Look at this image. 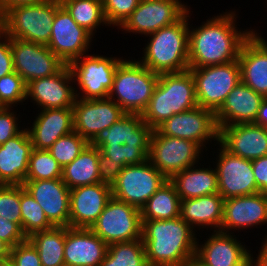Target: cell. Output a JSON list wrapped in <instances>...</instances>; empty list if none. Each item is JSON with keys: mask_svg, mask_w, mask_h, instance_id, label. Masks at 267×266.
<instances>
[{"mask_svg": "<svg viewBox=\"0 0 267 266\" xmlns=\"http://www.w3.org/2000/svg\"><path fill=\"white\" fill-rule=\"evenodd\" d=\"M14 109L13 107H0V145L18 135L26 126H20L22 116Z\"/></svg>", "mask_w": 267, "mask_h": 266, "instance_id": "cell-43", "label": "cell"}, {"mask_svg": "<svg viewBox=\"0 0 267 266\" xmlns=\"http://www.w3.org/2000/svg\"><path fill=\"white\" fill-rule=\"evenodd\" d=\"M5 184L2 182V180L0 179V188L3 187Z\"/></svg>", "mask_w": 267, "mask_h": 266, "instance_id": "cell-57", "label": "cell"}, {"mask_svg": "<svg viewBox=\"0 0 267 266\" xmlns=\"http://www.w3.org/2000/svg\"><path fill=\"white\" fill-rule=\"evenodd\" d=\"M46 0H0V9L4 14L11 7L19 5L36 4Z\"/></svg>", "mask_w": 267, "mask_h": 266, "instance_id": "cell-49", "label": "cell"}, {"mask_svg": "<svg viewBox=\"0 0 267 266\" xmlns=\"http://www.w3.org/2000/svg\"><path fill=\"white\" fill-rule=\"evenodd\" d=\"M197 234L180 216L142 221L148 266H182L196 253Z\"/></svg>", "mask_w": 267, "mask_h": 266, "instance_id": "cell-2", "label": "cell"}, {"mask_svg": "<svg viewBox=\"0 0 267 266\" xmlns=\"http://www.w3.org/2000/svg\"><path fill=\"white\" fill-rule=\"evenodd\" d=\"M89 142L78 133H72L60 137L50 148L52 157L64 168L71 163L85 149Z\"/></svg>", "mask_w": 267, "mask_h": 266, "instance_id": "cell-39", "label": "cell"}, {"mask_svg": "<svg viewBox=\"0 0 267 266\" xmlns=\"http://www.w3.org/2000/svg\"><path fill=\"white\" fill-rule=\"evenodd\" d=\"M74 80L68 65L52 76L30 81L26 87V100L41 109L72 108L76 99Z\"/></svg>", "mask_w": 267, "mask_h": 266, "instance_id": "cell-19", "label": "cell"}, {"mask_svg": "<svg viewBox=\"0 0 267 266\" xmlns=\"http://www.w3.org/2000/svg\"><path fill=\"white\" fill-rule=\"evenodd\" d=\"M146 41L138 61L149 70L157 74L189 70V11L176 23L145 36Z\"/></svg>", "mask_w": 267, "mask_h": 266, "instance_id": "cell-4", "label": "cell"}, {"mask_svg": "<svg viewBox=\"0 0 267 266\" xmlns=\"http://www.w3.org/2000/svg\"><path fill=\"white\" fill-rule=\"evenodd\" d=\"M122 60L123 56L87 53L70 63L76 98H108L115 70Z\"/></svg>", "mask_w": 267, "mask_h": 266, "instance_id": "cell-8", "label": "cell"}, {"mask_svg": "<svg viewBox=\"0 0 267 266\" xmlns=\"http://www.w3.org/2000/svg\"><path fill=\"white\" fill-rule=\"evenodd\" d=\"M188 10L174 0H140L137 8L118 28L124 34L147 36L179 21Z\"/></svg>", "mask_w": 267, "mask_h": 266, "instance_id": "cell-16", "label": "cell"}, {"mask_svg": "<svg viewBox=\"0 0 267 266\" xmlns=\"http://www.w3.org/2000/svg\"><path fill=\"white\" fill-rule=\"evenodd\" d=\"M261 241V246L257 249L258 254L256 257V266H267V235L265 234Z\"/></svg>", "mask_w": 267, "mask_h": 266, "instance_id": "cell-50", "label": "cell"}, {"mask_svg": "<svg viewBox=\"0 0 267 266\" xmlns=\"http://www.w3.org/2000/svg\"><path fill=\"white\" fill-rule=\"evenodd\" d=\"M0 239L10 248H13L17 244L24 242L27 238L17 223L10 222L0 216Z\"/></svg>", "mask_w": 267, "mask_h": 266, "instance_id": "cell-46", "label": "cell"}, {"mask_svg": "<svg viewBox=\"0 0 267 266\" xmlns=\"http://www.w3.org/2000/svg\"><path fill=\"white\" fill-rule=\"evenodd\" d=\"M225 11L214 17L209 16L200 26H192L190 20L193 11L189 10V68L222 65L238 60L242 44L256 28L241 29L237 22L239 12L235 8Z\"/></svg>", "mask_w": 267, "mask_h": 266, "instance_id": "cell-1", "label": "cell"}, {"mask_svg": "<svg viewBox=\"0 0 267 266\" xmlns=\"http://www.w3.org/2000/svg\"><path fill=\"white\" fill-rule=\"evenodd\" d=\"M218 143L229 153L252 161L267 156V127L255 123L222 126Z\"/></svg>", "mask_w": 267, "mask_h": 266, "instance_id": "cell-22", "label": "cell"}, {"mask_svg": "<svg viewBox=\"0 0 267 266\" xmlns=\"http://www.w3.org/2000/svg\"><path fill=\"white\" fill-rule=\"evenodd\" d=\"M100 266H148L142 238L109 245Z\"/></svg>", "mask_w": 267, "mask_h": 266, "instance_id": "cell-36", "label": "cell"}, {"mask_svg": "<svg viewBox=\"0 0 267 266\" xmlns=\"http://www.w3.org/2000/svg\"><path fill=\"white\" fill-rule=\"evenodd\" d=\"M197 106L195 81L190 70L163 73L159 74L152 97L142 117L154 130L172 115Z\"/></svg>", "mask_w": 267, "mask_h": 266, "instance_id": "cell-5", "label": "cell"}, {"mask_svg": "<svg viewBox=\"0 0 267 266\" xmlns=\"http://www.w3.org/2000/svg\"><path fill=\"white\" fill-rule=\"evenodd\" d=\"M26 126L32 145L37 150H49L60 138L74 131L73 108L41 109Z\"/></svg>", "mask_w": 267, "mask_h": 266, "instance_id": "cell-26", "label": "cell"}, {"mask_svg": "<svg viewBox=\"0 0 267 266\" xmlns=\"http://www.w3.org/2000/svg\"><path fill=\"white\" fill-rule=\"evenodd\" d=\"M174 1H179L188 11L191 9L190 5H188L184 1L183 2L181 0H174Z\"/></svg>", "mask_w": 267, "mask_h": 266, "instance_id": "cell-56", "label": "cell"}, {"mask_svg": "<svg viewBox=\"0 0 267 266\" xmlns=\"http://www.w3.org/2000/svg\"><path fill=\"white\" fill-rule=\"evenodd\" d=\"M36 248L42 266H65V227L53 226L27 238Z\"/></svg>", "mask_w": 267, "mask_h": 266, "instance_id": "cell-34", "label": "cell"}, {"mask_svg": "<svg viewBox=\"0 0 267 266\" xmlns=\"http://www.w3.org/2000/svg\"><path fill=\"white\" fill-rule=\"evenodd\" d=\"M103 12L109 27L117 29L137 8L140 0H102Z\"/></svg>", "mask_w": 267, "mask_h": 266, "instance_id": "cell-42", "label": "cell"}, {"mask_svg": "<svg viewBox=\"0 0 267 266\" xmlns=\"http://www.w3.org/2000/svg\"><path fill=\"white\" fill-rule=\"evenodd\" d=\"M60 0L11 7L3 15V31L10 37L48 45Z\"/></svg>", "mask_w": 267, "mask_h": 266, "instance_id": "cell-7", "label": "cell"}, {"mask_svg": "<svg viewBox=\"0 0 267 266\" xmlns=\"http://www.w3.org/2000/svg\"><path fill=\"white\" fill-rule=\"evenodd\" d=\"M9 256L13 266H42L38 251L28 239L10 248Z\"/></svg>", "mask_w": 267, "mask_h": 266, "instance_id": "cell-44", "label": "cell"}, {"mask_svg": "<svg viewBox=\"0 0 267 266\" xmlns=\"http://www.w3.org/2000/svg\"><path fill=\"white\" fill-rule=\"evenodd\" d=\"M267 225V193L232 197L224 200L223 220L219 231L252 230Z\"/></svg>", "mask_w": 267, "mask_h": 266, "instance_id": "cell-21", "label": "cell"}, {"mask_svg": "<svg viewBox=\"0 0 267 266\" xmlns=\"http://www.w3.org/2000/svg\"><path fill=\"white\" fill-rule=\"evenodd\" d=\"M90 229L108 246L141 239V211L133 205L111 197Z\"/></svg>", "mask_w": 267, "mask_h": 266, "instance_id": "cell-11", "label": "cell"}, {"mask_svg": "<svg viewBox=\"0 0 267 266\" xmlns=\"http://www.w3.org/2000/svg\"><path fill=\"white\" fill-rule=\"evenodd\" d=\"M167 179L150 163L127 165L112 185V197L140 209Z\"/></svg>", "mask_w": 267, "mask_h": 266, "instance_id": "cell-13", "label": "cell"}, {"mask_svg": "<svg viewBox=\"0 0 267 266\" xmlns=\"http://www.w3.org/2000/svg\"><path fill=\"white\" fill-rule=\"evenodd\" d=\"M27 84L15 71L0 78V107H17L26 103Z\"/></svg>", "mask_w": 267, "mask_h": 266, "instance_id": "cell-40", "label": "cell"}, {"mask_svg": "<svg viewBox=\"0 0 267 266\" xmlns=\"http://www.w3.org/2000/svg\"><path fill=\"white\" fill-rule=\"evenodd\" d=\"M182 266H207L201 262L195 255L186 261Z\"/></svg>", "mask_w": 267, "mask_h": 266, "instance_id": "cell-53", "label": "cell"}, {"mask_svg": "<svg viewBox=\"0 0 267 266\" xmlns=\"http://www.w3.org/2000/svg\"><path fill=\"white\" fill-rule=\"evenodd\" d=\"M60 3L74 21L93 37L101 26L109 27L103 12L102 0H60Z\"/></svg>", "mask_w": 267, "mask_h": 266, "instance_id": "cell-35", "label": "cell"}, {"mask_svg": "<svg viewBox=\"0 0 267 266\" xmlns=\"http://www.w3.org/2000/svg\"><path fill=\"white\" fill-rule=\"evenodd\" d=\"M255 29L241 46L238 61L241 81L267 97V39Z\"/></svg>", "mask_w": 267, "mask_h": 266, "instance_id": "cell-25", "label": "cell"}, {"mask_svg": "<svg viewBox=\"0 0 267 266\" xmlns=\"http://www.w3.org/2000/svg\"><path fill=\"white\" fill-rule=\"evenodd\" d=\"M98 157L99 149L88 144L78 157L62 169V181L70 190L100 183Z\"/></svg>", "mask_w": 267, "mask_h": 266, "instance_id": "cell-32", "label": "cell"}, {"mask_svg": "<svg viewBox=\"0 0 267 266\" xmlns=\"http://www.w3.org/2000/svg\"><path fill=\"white\" fill-rule=\"evenodd\" d=\"M111 197V186L103 183L71 189L69 227L91 228Z\"/></svg>", "mask_w": 267, "mask_h": 266, "instance_id": "cell-24", "label": "cell"}, {"mask_svg": "<svg viewBox=\"0 0 267 266\" xmlns=\"http://www.w3.org/2000/svg\"><path fill=\"white\" fill-rule=\"evenodd\" d=\"M3 13H2V11H1V9H0V32H2L3 31Z\"/></svg>", "mask_w": 267, "mask_h": 266, "instance_id": "cell-55", "label": "cell"}, {"mask_svg": "<svg viewBox=\"0 0 267 266\" xmlns=\"http://www.w3.org/2000/svg\"><path fill=\"white\" fill-rule=\"evenodd\" d=\"M98 167L100 183L109 185L111 187L117 181L118 175L123 169L120 164L104 156L100 152V150L98 157Z\"/></svg>", "mask_w": 267, "mask_h": 266, "instance_id": "cell-45", "label": "cell"}, {"mask_svg": "<svg viewBox=\"0 0 267 266\" xmlns=\"http://www.w3.org/2000/svg\"><path fill=\"white\" fill-rule=\"evenodd\" d=\"M23 187L53 226L69 227L70 189L62 179L24 181Z\"/></svg>", "mask_w": 267, "mask_h": 266, "instance_id": "cell-23", "label": "cell"}, {"mask_svg": "<svg viewBox=\"0 0 267 266\" xmlns=\"http://www.w3.org/2000/svg\"><path fill=\"white\" fill-rule=\"evenodd\" d=\"M256 186L261 193H267V156L252 160Z\"/></svg>", "mask_w": 267, "mask_h": 266, "instance_id": "cell-48", "label": "cell"}, {"mask_svg": "<svg viewBox=\"0 0 267 266\" xmlns=\"http://www.w3.org/2000/svg\"><path fill=\"white\" fill-rule=\"evenodd\" d=\"M62 169L48 150L33 148L25 181L62 179Z\"/></svg>", "mask_w": 267, "mask_h": 266, "instance_id": "cell-38", "label": "cell"}, {"mask_svg": "<svg viewBox=\"0 0 267 266\" xmlns=\"http://www.w3.org/2000/svg\"><path fill=\"white\" fill-rule=\"evenodd\" d=\"M162 135L181 138L197 143L205 152L218 143L219 129L215 113L209 109L195 107L174 114L156 128ZM216 141V142H215ZM212 142H214L212 144ZM210 144H212L210 146ZM206 145H209L206 146Z\"/></svg>", "mask_w": 267, "mask_h": 266, "instance_id": "cell-12", "label": "cell"}, {"mask_svg": "<svg viewBox=\"0 0 267 266\" xmlns=\"http://www.w3.org/2000/svg\"><path fill=\"white\" fill-rule=\"evenodd\" d=\"M202 163L199 162L190 166L170 179L180 200L218 193V179L215 168L211 164L206 165L205 168Z\"/></svg>", "mask_w": 267, "mask_h": 266, "instance_id": "cell-31", "label": "cell"}, {"mask_svg": "<svg viewBox=\"0 0 267 266\" xmlns=\"http://www.w3.org/2000/svg\"><path fill=\"white\" fill-rule=\"evenodd\" d=\"M203 149L195 142L162 135L154 129L151 135L148 160L167 179L203 161ZM203 158V159H202Z\"/></svg>", "mask_w": 267, "mask_h": 266, "instance_id": "cell-9", "label": "cell"}, {"mask_svg": "<svg viewBox=\"0 0 267 266\" xmlns=\"http://www.w3.org/2000/svg\"><path fill=\"white\" fill-rule=\"evenodd\" d=\"M224 200L219 193L181 200L180 217L197 233L200 229L202 232L204 229L207 232L219 231L223 220Z\"/></svg>", "mask_w": 267, "mask_h": 266, "instance_id": "cell-30", "label": "cell"}, {"mask_svg": "<svg viewBox=\"0 0 267 266\" xmlns=\"http://www.w3.org/2000/svg\"><path fill=\"white\" fill-rule=\"evenodd\" d=\"M130 58L118 64L109 98L128 114H142L150 102L159 74Z\"/></svg>", "mask_w": 267, "mask_h": 266, "instance_id": "cell-6", "label": "cell"}, {"mask_svg": "<svg viewBox=\"0 0 267 266\" xmlns=\"http://www.w3.org/2000/svg\"><path fill=\"white\" fill-rule=\"evenodd\" d=\"M93 39L95 41L96 37L79 26L62 5L56 10L47 47L65 65L89 53Z\"/></svg>", "mask_w": 267, "mask_h": 266, "instance_id": "cell-17", "label": "cell"}, {"mask_svg": "<svg viewBox=\"0 0 267 266\" xmlns=\"http://www.w3.org/2000/svg\"><path fill=\"white\" fill-rule=\"evenodd\" d=\"M0 216L17 223L22 229L20 185H4L0 188Z\"/></svg>", "mask_w": 267, "mask_h": 266, "instance_id": "cell-41", "label": "cell"}, {"mask_svg": "<svg viewBox=\"0 0 267 266\" xmlns=\"http://www.w3.org/2000/svg\"><path fill=\"white\" fill-rule=\"evenodd\" d=\"M10 254V247L0 239V258H4L9 256Z\"/></svg>", "mask_w": 267, "mask_h": 266, "instance_id": "cell-52", "label": "cell"}, {"mask_svg": "<svg viewBox=\"0 0 267 266\" xmlns=\"http://www.w3.org/2000/svg\"><path fill=\"white\" fill-rule=\"evenodd\" d=\"M14 71L26 84L57 73L65 64L46 45L10 38Z\"/></svg>", "mask_w": 267, "mask_h": 266, "instance_id": "cell-18", "label": "cell"}, {"mask_svg": "<svg viewBox=\"0 0 267 266\" xmlns=\"http://www.w3.org/2000/svg\"><path fill=\"white\" fill-rule=\"evenodd\" d=\"M32 149L26 128L0 145V179L5 185H23Z\"/></svg>", "mask_w": 267, "mask_h": 266, "instance_id": "cell-29", "label": "cell"}, {"mask_svg": "<svg viewBox=\"0 0 267 266\" xmlns=\"http://www.w3.org/2000/svg\"><path fill=\"white\" fill-rule=\"evenodd\" d=\"M20 210L22 216V232L28 238L33 233L47 230L53 225L46 218L42 207L31 194L20 185Z\"/></svg>", "mask_w": 267, "mask_h": 266, "instance_id": "cell-37", "label": "cell"}, {"mask_svg": "<svg viewBox=\"0 0 267 266\" xmlns=\"http://www.w3.org/2000/svg\"><path fill=\"white\" fill-rule=\"evenodd\" d=\"M212 161L218 179V193L224 198L239 197L259 193L252 169V161L233 155L219 143ZM216 158V159H215Z\"/></svg>", "mask_w": 267, "mask_h": 266, "instance_id": "cell-14", "label": "cell"}, {"mask_svg": "<svg viewBox=\"0 0 267 266\" xmlns=\"http://www.w3.org/2000/svg\"><path fill=\"white\" fill-rule=\"evenodd\" d=\"M0 266H13V262L10 256L0 258Z\"/></svg>", "mask_w": 267, "mask_h": 266, "instance_id": "cell-54", "label": "cell"}, {"mask_svg": "<svg viewBox=\"0 0 267 266\" xmlns=\"http://www.w3.org/2000/svg\"><path fill=\"white\" fill-rule=\"evenodd\" d=\"M107 248L90 228L65 227V266H100Z\"/></svg>", "mask_w": 267, "mask_h": 266, "instance_id": "cell-27", "label": "cell"}, {"mask_svg": "<svg viewBox=\"0 0 267 266\" xmlns=\"http://www.w3.org/2000/svg\"><path fill=\"white\" fill-rule=\"evenodd\" d=\"M254 123L267 127V97L262 100Z\"/></svg>", "mask_w": 267, "mask_h": 266, "instance_id": "cell-51", "label": "cell"}, {"mask_svg": "<svg viewBox=\"0 0 267 266\" xmlns=\"http://www.w3.org/2000/svg\"><path fill=\"white\" fill-rule=\"evenodd\" d=\"M180 197L174 184L167 180L141 208V220H167L180 216Z\"/></svg>", "mask_w": 267, "mask_h": 266, "instance_id": "cell-33", "label": "cell"}, {"mask_svg": "<svg viewBox=\"0 0 267 266\" xmlns=\"http://www.w3.org/2000/svg\"><path fill=\"white\" fill-rule=\"evenodd\" d=\"M14 72V62L10 49V37L0 32V78Z\"/></svg>", "mask_w": 267, "mask_h": 266, "instance_id": "cell-47", "label": "cell"}, {"mask_svg": "<svg viewBox=\"0 0 267 266\" xmlns=\"http://www.w3.org/2000/svg\"><path fill=\"white\" fill-rule=\"evenodd\" d=\"M263 99L262 95L241 81L215 113L218 129L222 126L254 123Z\"/></svg>", "mask_w": 267, "mask_h": 266, "instance_id": "cell-28", "label": "cell"}, {"mask_svg": "<svg viewBox=\"0 0 267 266\" xmlns=\"http://www.w3.org/2000/svg\"><path fill=\"white\" fill-rule=\"evenodd\" d=\"M210 234L203 241L197 239L195 256L201 262L207 266H256L254 253L237 235L222 231Z\"/></svg>", "mask_w": 267, "mask_h": 266, "instance_id": "cell-15", "label": "cell"}, {"mask_svg": "<svg viewBox=\"0 0 267 266\" xmlns=\"http://www.w3.org/2000/svg\"><path fill=\"white\" fill-rule=\"evenodd\" d=\"M196 90L199 107L216 113L224 104L227 95L241 82V69L238 60L222 65L189 68Z\"/></svg>", "mask_w": 267, "mask_h": 266, "instance_id": "cell-10", "label": "cell"}, {"mask_svg": "<svg viewBox=\"0 0 267 266\" xmlns=\"http://www.w3.org/2000/svg\"><path fill=\"white\" fill-rule=\"evenodd\" d=\"M152 132L142 114L126 113L109 128L100 131L89 144L122 167L141 164L148 160Z\"/></svg>", "mask_w": 267, "mask_h": 266, "instance_id": "cell-3", "label": "cell"}, {"mask_svg": "<svg viewBox=\"0 0 267 266\" xmlns=\"http://www.w3.org/2000/svg\"><path fill=\"white\" fill-rule=\"evenodd\" d=\"M74 131L90 142L100 131L119 121L126 112L112 99L76 98L73 105Z\"/></svg>", "mask_w": 267, "mask_h": 266, "instance_id": "cell-20", "label": "cell"}]
</instances>
